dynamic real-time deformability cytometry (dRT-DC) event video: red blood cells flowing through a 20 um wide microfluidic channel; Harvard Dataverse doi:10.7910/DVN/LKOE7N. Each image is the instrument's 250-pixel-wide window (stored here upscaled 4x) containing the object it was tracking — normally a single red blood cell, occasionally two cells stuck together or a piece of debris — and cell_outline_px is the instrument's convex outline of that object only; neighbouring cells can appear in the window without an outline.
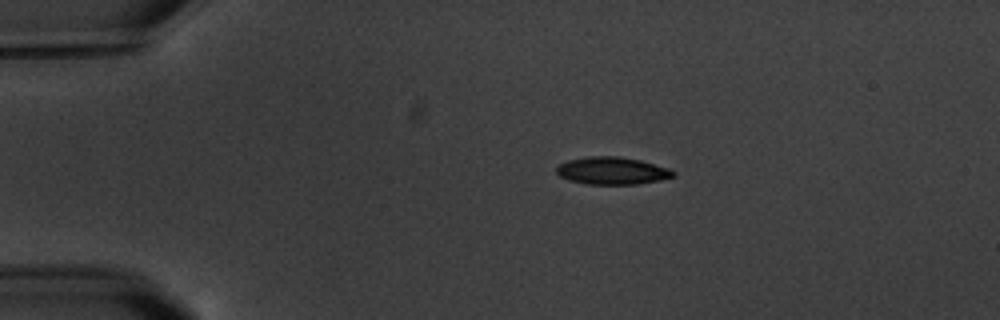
{"species": "common noctule bat (a hibernating species)", "species_latin": "Nyctalus noctula", "temperature_condition": "warm", "stored_images_in_passage": 5, "camera_frame_rate_fps": 3000, "um_per_image_px": 0.085, "animal": {"sex": "male", "body_mass_g": 20.1, "forearm_length_mm": 53.5}, "frame": {"image": 1, "passage_image": 2, "time_ms": 2.0, "image_size_px": [1000, 320], "cell_outline_px": [[676, 176], [660, 180], [636, 184], [588, 184], [568, 180], [560, 176], [556, 172], [556, 168], [560, 164], [568, 160], [588, 156], [620, 156], [640, 160], [668, 168], [676, 172]], "centroid_in_image_um": [52.04, 14.51], "position_along_channel_um": 33.0, "area_um2": 18.67}}
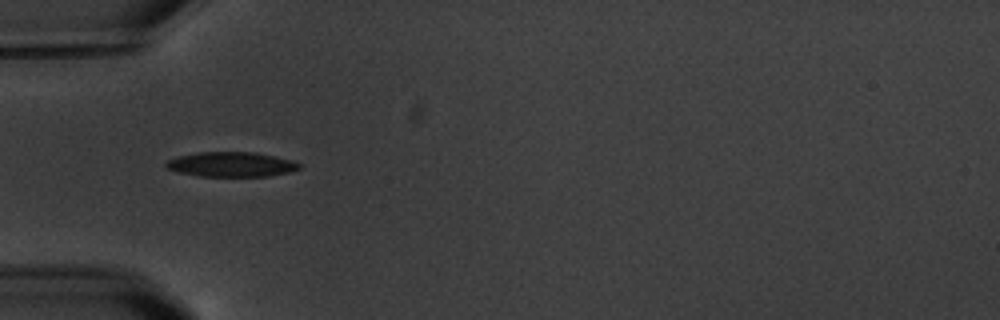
{"frame": {"image": 2, "passage_image": 4, "time_ms": 4.333, "image_size_px": [1000, 320], "cell_outline_px": [[300, 168], [288, 172], [268, 176], [200, 176], [180, 172], [168, 168], [164, 164], [168, 160], [180, 156], [200, 152], [256, 152], [276, 156], [292, 160], [300, 164]], "centroid_in_image_um": [19.69, 13.96], "position_along_channel_um": 65.3, "area_um2": 19.02}}